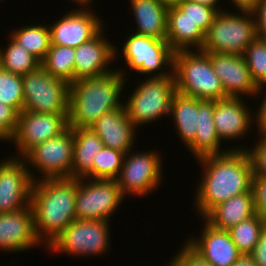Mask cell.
Segmentation results:
<instances>
[{
    "mask_svg": "<svg viewBox=\"0 0 266 266\" xmlns=\"http://www.w3.org/2000/svg\"><path fill=\"white\" fill-rule=\"evenodd\" d=\"M246 149L230 147L225 153L197 159L204 168L194 202L202 218L218 204L251 189L253 171Z\"/></svg>",
    "mask_w": 266,
    "mask_h": 266,
    "instance_id": "obj_1",
    "label": "cell"
},
{
    "mask_svg": "<svg viewBox=\"0 0 266 266\" xmlns=\"http://www.w3.org/2000/svg\"><path fill=\"white\" fill-rule=\"evenodd\" d=\"M77 179L58 178L33 181L30 206L34 228L41 246L48 247L75 217Z\"/></svg>",
    "mask_w": 266,
    "mask_h": 266,
    "instance_id": "obj_2",
    "label": "cell"
},
{
    "mask_svg": "<svg viewBox=\"0 0 266 266\" xmlns=\"http://www.w3.org/2000/svg\"><path fill=\"white\" fill-rule=\"evenodd\" d=\"M124 72L118 68L70 84L68 126L90 128L103 114L121 107L120 95L127 83Z\"/></svg>",
    "mask_w": 266,
    "mask_h": 266,
    "instance_id": "obj_3",
    "label": "cell"
},
{
    "mask_svg": "<svg viewBox=\"0 0 266 266\" xmlns=\"http://www.w3.org/2000/svg\"><path fill=\"white\" fill-rule=\"evenodd\" d=\"M174 79L176 90L183 95L213 101L228 97L214 72L209 53L201 50L175 52Z\"/></svg>",
    "mask_w": 266,
    "mask_h": 266,
    "instance_id": "obj_4",
    "label": "cell"
},
{
    "mask_svg": "<svg viewBox=\"0 0 266 266\" xmlns=\"http://www.w3.org/2000/svg\"><path fill=\"white\" fill-rule=\"evenodd\" d=\"M256 38V25L252 12L241 11L237 14L235 11L233 14L226 10L219 11L205 33L201 51L243 55L245 49Z\"/></svg>",
    "mask_w": 266,
    "mask_h": 266,
    "instance_id": "obj_5",
    "label": "cell"
},
{
    "mask_svg": "<svg viewBox=\"0 0 266 266\" xmlns=\"http://www.w3.org/2000/svg\"><path fill=\"white\" fill-rule=\"evenodd\" d=\"M139 83L127 103L123 104L128 118L137 129L164 115L170 116L172 99L177 92L174 76L147 77Z\"/></svg>",
    "mask_w": 266,
    "mask_h": 266,
    "instance_id": "obj_6",
    "label": "cell"
},
{
    "mask_svg": "<svg viewBox=\"0 0 266 266\" xmlns=\"http://www.w3.org/2000/svg\"><path fill=\"white\" fill-rule=\"evenodd\" d=\"M23 111L34 113H69L70 84L47 73L40 65L22 76Z\"/></svg>",
    "mask_w": 266,
    "mask_h": 266,
    "instance_id": "obj_7",
    "label": "cell"
},
{
    "mask_svg": "<svg viewBox=\"0 0 266 266\" xmlns=\"http://www.w3.org/2000/svg\"><path fill=\"white\" fill-rule=\"evenodd\" d=\"M122 52L124 55L122 57L128 66L127 69L130 68L137 74H150L152 77L174 76L176 51L168 44L167 40L131 33L124 41Z\"/></svg>",
    "mask_w": 266,
    "mask_h": 266,
    "instance_id": "obj_8",
    "label": "cell"
},
{
    "mask_svg": "<svg viewBox=\"0 0 266 266\" xmlns=\"http://www.w3.org/2000/svg\"><path fill=\"white\" fill-rule=\"evenodd\" d=\"M109 225V221L75 219L46 249L73 256L106 254L110 247Z\"/></svg>",
    "mask_w": 266,
    "mask_h": 266,
    "instance_id": "obj_9",
    "label": "cell"
},
{
    "mask_svg": "<svg viewBox=\"0 0 266 266\" xmlns=\"http://www.w3.org/2000/svg\"><path fill=\"white\" fill-rule=\"evenodd\" d=\"M124 197L116 180L77 179L75 217L79 220L110 222V216Z\"/></svg>",
    "mask_w": 266,
    "mask_h": 266,
    "instance_id": "obj_10",
    "label": "cell"
},
{
    "mask_svg": "<svg viewBox=\"0 0 266 266\" xmlns=\"http://www.w3.org/2000/svg\"><path fill=\"white\" fill-rule=\"evenodd\" d=\"M73 152V129L68 127L59 136L31 148L22 159L28 169L32 166L42 173L40 180L72 178Z\"/></svg>",
    "mask_w": 266,
    "mask_h": 266,
    "instance_id": "obj_11",
    "label": "cell"
},
{
    "mask_svg": "<svg viewBox=\"0 0 266 266\" xmlns=\"http://www.w3.org/2000/svg\"><path fill=\"white\" fill-rule=\"evenodd\" d=\"M161 159L162 157L155 150L127 152L123 159L121 172L116 179L122 194L144 197L155 189L157 190L161 184L160 181L163 180L161 179L163 177Z\"/></svg>",
    "mask_w": 266,
    "mask_h": 266,
    "instance_id": "obj_12",
    "label": "cell"
},
{
    "mask_svg": "<svg viewBox=\"0 0 266 266\" xmlns=\"http://www.w3.org/2000/svg\"><path fill=\"white\" fill-rule=\"evenodd\" d=\"M25 161L12 156L0 163V214L30 205L33 181L38 180Z\"/></svg>",
    "mask_w": 266,
    "mask_h": 266,
    "instance_id": "obj_13",
    "label": "cell"
},
{
    "mask_svg": "<svg viewBox=\"0 0 266 266\" xmlns=\"http://www.w3.org/2000/svg\"><path fill=\"white\" fill-rule=\"evenodd\" d=\"M68 116L69 113H19L16 131L9 140L19 151L15 157L23 158L34 146L59 136L69 127Z\"/></svg>",
    "mask_w": 266,
    "mask_h": 266,
    "instance_id": "obj_14",
    "label": "cell"
},
{
    "mask_svg": "<svg viewBox=\"0 0 266 266\" xmlns=\"http://www.w3.org/2000/svg\"><path fill=\"white\" fill-rule=\"evenodd\" d=\"M91 8H76L50 25L51 44L76 48L93 38L104 24Z\"/></svg>",
    "mask_w": 266,
    "mask_h": 266,
    "instance_id": "obj_15",
    "label": "cell"
},
{
    "mask_svg": "<svg viewBox=\"0 0 266 266\" xmlns=\"http://www.w3.org/2000/svg\"><path fill=\"white\" fill-rule=\"evenodd\" d=\"M209 58L228 97L260 95L261 88L252 79L243 55L209 53Z\"/></svg>",
    "mask_w": 266,
    "mask_h": 266,
    "instance_id": "obj_16",
    "label": "cell"
},
{
    "mask_svg": "<svg viewBox=\"0 0 266 266\" xmlns=\"http://www.w3.org/2000/svg\"><path fill=\"white\" fill-rule=\"evenodd\" d=\"M253 113L240 97H227L214 101L213 121L220 141L239 140L240 137L243 139L242 137L251 129L252 123L256 122L257 126V114L254 116Z\"/></svg>",
    "mask_w": 266,
    "mask_h": 266,
    "instance_id": "obj_17",
    "label": "cell"
},
{
    "mask_svg": "<svg viewBox=\"0 0 266 266\" xmlns=\"http://www.w3.org/2000/svg\"><path fill=\"white\" fill-rule=\"evenodd\" d=\"M103 30L102 28L93 38L75 48V81L113 71L109 64L117 59L118 50L106 39L108 37L104 38Z\"/></svg>",
    "mask_w": 266,
    "mask_h": 266,
    "instance_id": "obj_18",
    "label": "cell"
},
{
    "mask_svg": "<svg viewBox=\"0 0 266 266\" xmlns=\"http://www.w3.org/2000/svg\"><path fill=\"white\" fill-rule=\"evenodd\" d=\"M34 228L32 207L0 214V250L21 252L41 245Z\"/></svg>",
    "mask_w": 266,
    "mask_h": 266,
    "instance_id": "obj_19",
    "label": "cell"
},
{
    "mask_svg": "<svg viewBox=\"0 0 266 266\" xmlns=\"http://www.w3.org/2000/svg\"><path fill=\"white\" fill-rule=\"evenodd\" d=\"M204 223L200 236H191L186 242L212 266H232L242 253L232 241L229 231L216 229L206 221Z\"/></svg>",
    "mask_w": 266,
    "mask_h": 266,
    "instance_id": "obj_20",
    "label": "cell"
},
{
    "mask_svg": "<svg viewBox=\"0 0 266 266\" xmlns=\"http://www.w3.org/2000/svg\"><path fill=\"white\" fill-rule=\"evenodd\" d=\"M90 129L99 136L105 147L124 154L134 148L137 129L128 118L124 105L103 114Z\"/></svg>",
    "mask_w": 266,
    "mask_h": 266,
    "instance_id": "obj_21",
    "label": "cell"
},
{
    "mask_svg": "<svg viewBox=\"0 0 266 266\" xmlns=\"http://www.w3.org/2000/svg\"><path fill=\"white\" fill-rule=\"evenodd\" d=\"M253 192L233 196L212 208L202 219L212 227L229 230L239 222L256 215Z\"/></svg>",
    "mask_w": 266,
    "mask_h": 266,
    "instance_id": "obj_22",
    "label": "cell"
},
{
    "mask_svg": "<svg viewBox=\"0 0 266 266\" xmlns=\"http://www.w3.org/2000/svg\"><path fill=\"white\" fill-rule=\"evenodd\" d=\"M168 44L175 50H201L205 33L177 6L169 7L167 13Z\"/></svg>",
    "mask_w": 266,
    "mask_h": 266,
    "instance_id": "obj_23",
    "label": "cell"
},
{
    "mask_svg": "<svg viewBox=\"0 0 266 266\" xmlns=\"http://www.w3.org/2000/svg\"><path fill=\"white\" fill-rule=\"evenodd\" d=\"M198 113H200L199 127L194 141L187 147L195 158L222 154L230 149L221 150V142L213 121L214 101L198 99ZM221 150V151H220Z\"/></svg>",
    "mask_w": 266,
    "mask_h": 266,
    "instance_id": "obj_24",
    "label": "cell"
},
{
    "mask_svg": "<svg viewBox=\"0 0 266 266\" xmlns=\"http://www.w3.org/2000/svg\"><path fill=\"white\" fill-rule=\"evenodd\" d=\"M71 128L74 140L72 178L93 179V161L104 147L103 142L90 128Z\"/></svg>",
    "mask_w": 266,
    "mask_h": 266,
    "instance_id": "obj_25",
    "label": "cell"
},
{
    "mask_svg": "<svg viewBox=\"0 0 266 266\" xmlns=\"http://www.w3.org/2000/svg\"><path fill=\"white\" fill-rule=\"evenodd\" d=\"M137 29L134 33L166 40L168 7L156 0H129Z\"/></svg>",
    "mask_w": 266,
    "mask_h": 266,
    "instance_id": "obj_26",
    "label": "cell"
},
{
    "mask_svg": "<svg viewBox=\"0 0 266 266\" xmlns=\"http://www.w3.org/2000/svg\"><path fill=\"white\" fill-rule=\"evenodd\" d=\"M170 116L175 122L177 134L188 147L195 139L197 128L200 122V113H198V98L186 96L178 91L174 94Z\"/></svg>",
    "mask_w": 266,
    "mask_h": 266,
    "instance_id": "obj_27",
    "label": "cell"
},
{
    "mask_svg": "<svg viewBox=\"0 0 266 266\" xmlns=\"http://www.w3.org/2000/svg\"><path fill=\"white\" fill-rule=\"evenodd\" d=\"M11 37L40 62L45 58L51 45L50 28L46 24L30 25L12 30Z\"/></svg>",
    "mask_w": 266,
    "mask_h": 266,
    "instance_id": "obj_28",
    "label": "cell"
},
{
    "mask_svg": "<svg viewBox=\"0 0 266 266\" xmlns=\"http://www.w3.org/2000/svg\"><path fill=\"white\" fill-rule=\"evenodd\" d=\"M75 48L51 44L41 66L53 77L72 84L75 81Z\"/></svg>",
    "mask_w": 266,
    "mask_h": 266,
    "instance_id": "obj_29",
    "label": "cell"
},
{
    "mask_svg": "<svg viewBox=\"0 0 266 266\" xmlns=\"http://www.w3.org/2000/svg\"><path fill=\"white\" fill-rule=\"evenodd\" d=\"M41 62L11 37L5 49L0 48V66L20 76L36 70Z\"/></svg>",
    "mask_w": 266,
    "mask_h": 266,
    "instance_id": "obj_30",
    "label": "cell"
},
{
    "mask_svg": "<svg viewBox=\"0 0 266 266\" xmlns=\"http://www.w3.org/2000/svg\"><path fill=\"white\" fill-rule=\"evenodd\" d=\"M265 228L266 220L256 214L232 226L228 231L239 251L242 254H250Z\"/></svg>",
    "mask_w": 266,
    "mask_h": 266,
    "instance_id": "obj_31",
    "label": "cell"
},
{
    "mask_svg": "<svg viewBox=\"0 0 266 266\" xmlns=\"http://www.w3.org/2000/svg\"><path fill=\"white\" fill-rule=\"evenodd\" d=\"M125 154L103 147L93 161V179L116 180L121 172Z\"/></svg>",
    "mask_w": 266,
    "mask_h": 266,
    "instance_id": "obj_32",
    "label": "cell"
},
{
    "mask_svg": "<svg viewBox=\"0 0 266 266\" xmlns=\"http://www.w3.org/2000/svg\"><path fill=\"white\" fill-rule=\"evenodd\" d=\"M252 79L263 88L266 86V39L257 37L243 54Z\"/></svg>",
    "mask_w": 266,
    "mask_h": 266,
    "instance_id": "obj_33",
    "label": "cell"
},
{
    "mask_svg": "<svg viewBox=\"0 0 266 266\" xmlns=\"http://www.w3.org/2000/svg\"><path fill=\"white\" fill-rule=\"evenodd\" d=\"M22 76L6 71L0 66V102L14 107L19 113L23 111Z\"/></svg>",
    "mask_w": 266,
    "mask_h": 266,
    "instance_id": "obj_34",
    "label": "cell"
},
{
    "mask_svg": "<svg viewBox=\"0 0 266 266\" xmlns=\"http://www.w3.org/2000/svg\"><path fill=\"white\" fill-rule=\"evenodd\" d=\"M177 7L183 11L200 29L206 33L217 14V11L208 6H204L190 0H180Z\"/></svg>",
    "mask_w": 266,
    "mask_h": 266,
    "instance_id": "obj_35",
    "label": "cell"
},
{
    "mask_svg": "<svg viewBox=\"0 0 266 266\" xmlns=\"http://www.w3.org/2000/svg\"><path fill=\"white\" fill-rule=\"evenodd\" d=\"M258 136L260 139L258 140L254 148H248L246 151L248 152L251 163H252V175L262 176L266 178V131L260 128H257Z\"/></svg>",
    "mask_w": 266,
    "mask_h": 266,
    "instance_id": "obj_36",
    "label": "cell"
},
{
    "mask_svg": "<svg viewBox=\"0 0 266 266\" xmlns=\"http://www.w3.org/2000/svg\"><path fill=\"white\" fill-rule=\"evenodd\" d=\"M181 250L169 260L171 266H212L204 257L196 252L187 242Z\"/></svg>",
    "mask_w": 266,
    "mask_h": 266,
    "instance_id": "obj_37",
    "label": "cell"
},
{
    "mask_svg": "<svg viewBox=\"0 0 266 266\" xmlns=\"http://www.w3.org/2000/svg\"><path fill=\"white\" fill-rule=\"evenodd\" d=\"M19 112L11 106L0 102V134L9 141L14 135Z\"/></svg>",
    "mask_w": 266,
    "mask_h": 266,
    "instance_id": "obj_38",
    "label": "cell"
},
{
    "mask_svg": "<svg viewBox=\"0 0 266 266\" xmlns=\"http://www.w3.org/2000/svg\"><path fill=\"white\" fill-rule=\"evenodd\" d=\"M251 190L256 213L266 220V178L252 175Z\"/></svg>",
    "mask_w": 266,
    "mask_h": 266,
    "instance_id": "obj_39",
    "label": "cell"
},
{
    "mask_svg": "<svg viewBox=\"0 0 266 266\" xmlns=\"http://www.w3.org/2000/svg\"><path fill=\"white\" fill-rule=\"evenodd\" d=\"M252 13L255 19L257 37L266 39V0H260Z\"/></svg>",
    "mask_w": 266,
    "mask_h": 266,
    "instance_id": "obj_40",
    "label": "cell"
},
{
    "mask_svg": "<svg viewBox=\"0 0 266 266\" xmlns=\"http://www.w3.org/2000/svg\"><path fill=\"white\" fill-rule=\"evenodd\" d=\"M257 266H266V228L261 233L255 248L250 253Z\"/></svg>",
    "mask_w": 266,
    "mask_h": 266,
    "instance_id": "obj_41",
    "label": "cell"
},
{
    "mask_svg": "<svg viewBox=\"0 0 266 266\" xmlns=\"http://www.w3.org/2000/svg\"><path fill=\"white\" fill-rule=\"evenodd\" d=\"M265 91H266V86H265V88L264 87L261 88L260 94H263L264 98L262 97V101L260 103V107L257 108L258 111H256V113H257V118H258L257 119L258 120L257 128H260V129L266 131V92ZM263 92H265V93H263Z\"/></svg>",
    "mask_w": 266,
    "mask_h": 266,
    "instance_id": "obj_42",
    "label": "cell"
},
{
    "mask_svg": "<svg viewBox=\"0 0 266 266\" xmlns=\"http://www.w3.org/2000/svg\"><path fill=\"white\" fill-rule=\"evenodd\" d=\"M260 0H231L230 2H232L236 8H238V12L239 11H248V12H252L255 7L258 5V2Z\"/></svg>",
    "mask_w": 266,
    "mask_h": 266,
    "instance_id": "obj_43",
    "label": "cell"
},
{
    "mask_svg": "<svg viewBox=\"0 0 266 266\" xmlns=\"http://www.w3.org/2000/svg\"><path fill=\"white\" fill-rule=\"evenodd\" d=\"M232 266H257L250 254H241Z\"/></svg>",
    "mask_w": 266,
    "mask_h": 266,
    "instance_id": "obj_44",
    "label": "cell"
},
{
    "mask_svg": "<svg viewBox=\"0 0 266 266\" xmlns=\"http://www.w3.org/2000/svg\"><path fill=\"white\" fill-rule=\"evenodd\" d=\"M190 1H193V2H197L199 4H202L204 6H208V7H212L214 8L217 12L219 11H223L221 8L218 9L219 7H217V5L219 4L218 2L220 0H190ZM217 3V4H216Z\"/></svg>",
    "mask_w": 266,
    "mask_h": 266,
    "instance_id": "obj_45",
    "label": "cell"
},
{
    "mask_svg": "<svg viewBox=\"0 0 266 266\" xmlns=\"http://www.w3.org/2000/svg\"><path fill=\"white\" fill-rule=\"evenodd\" d=\"M156 1L169 8V7L177 6L180 0H156Z\"/></svg>",
    "mask_w": 266,
    "mask_h": 266,
    "instance_id": "obj_46",
    "label": "cell"
},
{
    "mask_svg": "<svg viewBox=\"0 0 266 266\" xmlns=\"http://www.w3.org/2000/svg\"><path fill=\"white\" fill-rule=\"evenodd\" d=\"M71 2H75L76 4H79L80 6L82 5L81 8H87V7L91 8L89 7L90 6L89 4L92 3L93 0H72Z\"/></svg>",
    "mask_w": 266,
    "mask_h": 266,
    "instance_id": "obj_47",
    "label": "cell"
},
{
    "mask_svg": "<svg viewBox=\"0 0 266 266\" xmlns=\"http://www.w3.org/2000/svg\"><path fill=\"white\" fill-rule=\"evenodd\" d=\"M1 140L4 141V142H5V141L7 142V140H6V139L0 134V141H1Z\"/></svg>",
    "mask_w": 266,
    "mask_h": 266,
    "instance_id": "obj_48",
    "label": "cell"
}]
</instances>
